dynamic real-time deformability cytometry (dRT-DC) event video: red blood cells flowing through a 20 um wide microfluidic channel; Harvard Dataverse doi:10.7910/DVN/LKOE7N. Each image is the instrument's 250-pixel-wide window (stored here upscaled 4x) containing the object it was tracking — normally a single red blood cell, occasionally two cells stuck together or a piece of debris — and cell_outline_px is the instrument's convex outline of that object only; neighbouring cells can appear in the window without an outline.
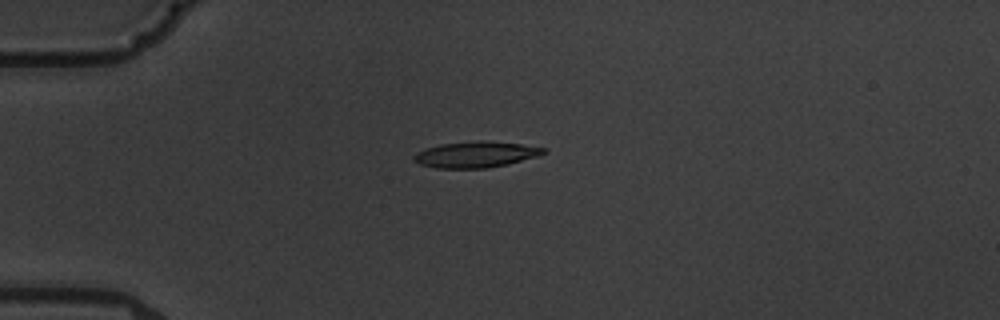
{"species": "common noctule bat (a hibernating species)", "species_latin": "Nyctalus noctula", "temperature_condition": "warm", "stored_images_in_passage": 2, "camera_frame_rate_fps": 3000, "um_per_image_px": 0.085, "animal": {"sex": "male", "body_mass_g": 19.5, "forearm_length_mm": 54.6}, "frame": {"image": 1, "passage_image": 1, "time_ms": 0.0, "image_size_px": [1000, 320], "cell_outline_px": [[548, 152], [540, 156], [508, 164], [488, 168], [436, 168], [420, 164], [412, 160], [412, 156], [416, 152], [440, 144], [476, 140], [484, 140], [520, 144], [548, 148]], "centroid_in_image_um": [40.48, 13.13], "position_along_channel_um": 44.5, "area_um2": 19.94}}